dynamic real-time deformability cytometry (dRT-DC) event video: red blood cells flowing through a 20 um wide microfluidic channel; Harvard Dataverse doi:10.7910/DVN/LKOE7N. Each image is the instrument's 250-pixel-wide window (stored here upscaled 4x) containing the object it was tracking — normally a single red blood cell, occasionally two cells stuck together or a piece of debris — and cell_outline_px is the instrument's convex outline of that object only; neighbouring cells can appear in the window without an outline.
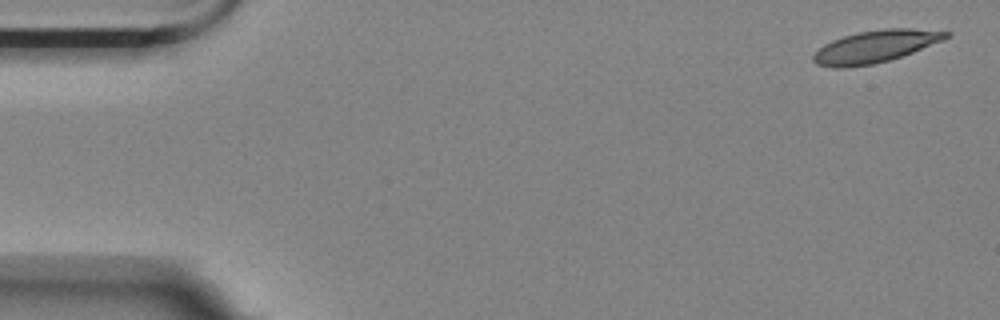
{"species": "Egyptian fruit bat (a non-hibernating species)", "species_latin": "Rousettus aegyptiacus", "temperature_condition": "room temperature", "stored_images_in_passage": 6, "segment_of_instrument_passage": [2, 2], "camera_frame_rate_fps": 3000, "um_per_image_px": 0.085, "animal": {"sex": "female"}, "frame": {"image": 1, "passage_image": 6, "time_ms": 5.667, "image_size_px": [1000, 320], "cell_outline_px": [[952, 36], [944, 40], [912, 52], [888, 60], [872, 64], [844, 68], [832, 68], [816, 64], [812, 60], [812, 56], [824, 44], [832, 40], [856, 32], [884, 28], [912, 28], [952, 32]], "centroid_in_image_um": [74.41, 3.94], "position_along_channel_um": 10.6, "area_um2": 24.97}}